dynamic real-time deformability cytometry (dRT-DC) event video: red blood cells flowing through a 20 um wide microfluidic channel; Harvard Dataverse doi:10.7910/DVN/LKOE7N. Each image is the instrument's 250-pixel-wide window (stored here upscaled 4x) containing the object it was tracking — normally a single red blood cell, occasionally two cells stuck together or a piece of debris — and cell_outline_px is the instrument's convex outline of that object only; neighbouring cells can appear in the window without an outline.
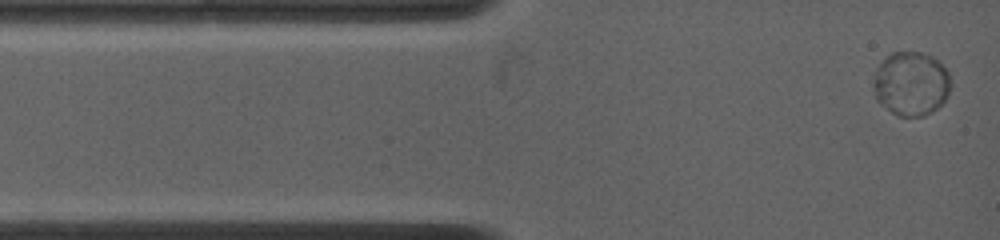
{"species": "common noctule bat (a hibernating species)", "species_latin": "Nyctalus noctula", "temperature_condition": "warm", "stored_images_in_passage": 55, "camera_frame_rate_fps": 4500, "um_per_image_px": 0.085, "animal": {"sex": "female", "body_mass_g": 19.0, "forearm_length_mm": 53.3}, "frame": {"image": 1, "passage_image": 1, "time_ms": 0.0, "image_size_px": [1000, 240], "cell_outline_px": [[948, 96], [932, 112], [924, 116], [900, 116], [892, 112], [880, 104], [876, 100], [872, 88], [872, 84], [876, 68], [892, 52], [924, 52], [932, 56], [948, 72]], "centroid_in_image_um": [77.39, 7.12], "position_along_channel_um": 7.6, "area_um2": 28.67}}
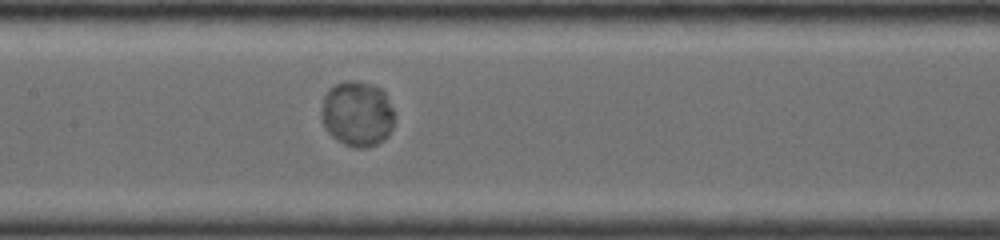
{"frame": {"image": 2, "passage_image": 23, "time_ms": 5.778, "image_size_px": [1000, 240], "cell_outline_px": [[392, 128], [388, 136], [384, 140], [368, 148], [356, 148], [344, 144], [336, 140], [328, 132], [320, 116], [320, 112], [324, 96], [328, 88], [336, 84], [348, 80], [356, 80], [372, 84], [380, 88], [384, 92], [392, 108]], "centroid_in_image_um": [30.34, 9.67], "position_along_channel_um": 177.1, "area_um2": 27.98}}
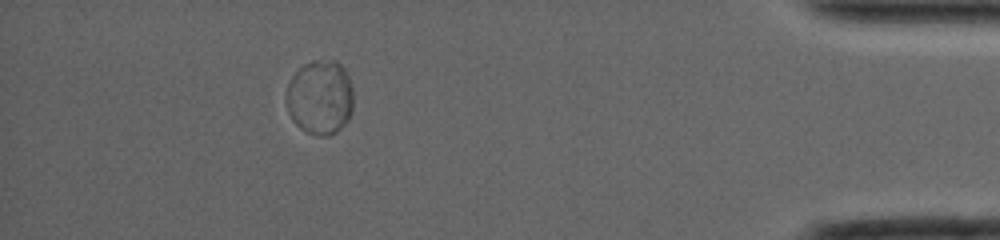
{"frame": {"image": 3, "passage_image": 47, "time_ms": 13.556, "image_size_px": [1000, 240], "cell_outline_px": [[352, 112], [348, 120], [336, 132], [328, 136], [316, 136], [300, 128], [292, 120], [288, 112], [284, 96], [288, 84], [292, 76], [304, 64], [312, 60], [336, 60], [344, 68], [348, 76], [352, 88]], "centroid_in_image_um": [27.18, 8.28], "position_along_channel_um": 408.0, "area_um2": 29.48}, "authors_computed_cell_mechanics": {"area_um2": 27.9174, "velocity_mm_per_s": 3.7354, "shape_relaxation_time_tau1_ms": 7.7546, "shape_relaxation_time_tau2_ms": null, "deformation_change_tau1": 0.0204, "deformation_change_tau2": null}}